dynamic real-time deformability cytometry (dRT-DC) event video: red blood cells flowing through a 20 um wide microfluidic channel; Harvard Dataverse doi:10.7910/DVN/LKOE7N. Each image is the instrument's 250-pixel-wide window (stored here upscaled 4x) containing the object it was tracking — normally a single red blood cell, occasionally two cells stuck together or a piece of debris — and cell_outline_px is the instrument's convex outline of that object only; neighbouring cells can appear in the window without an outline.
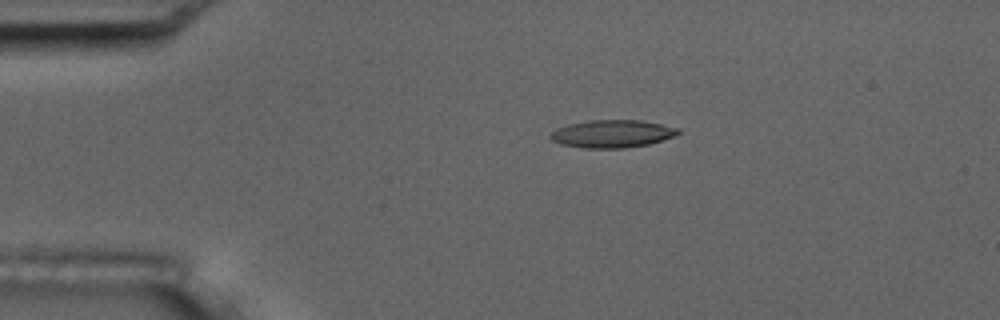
{"species": "common noctule bat (a hibernating species)", "species_latin": "Nyctalus noctula", "temperature_condition": "room temperature", "stored_images_in_passage": 7, "camera_frame_rate_fps": 3000, "um_per_image_px": 0.085, "animal": {"sex": "male", "body_mass_g": 17.5, "forearm_length_mm": 52.3}, "frame": {"image": 1, "passage_image": 2, "time_ms": 1.0, "image_size_px": [1000, 320], "cell_outline_px": [[680, 132], [676, 136], [648, 144], [624, 148], [580, 148], [560, 144], [552, 140], [548, 136], [556, 128], [568, 124], [588, 120], [640, 120], [680, 128]], "centroid_in_image_um": [52.01, 11.37], "position_along_channel_um": 33.0, "area_um2": 20.75}}
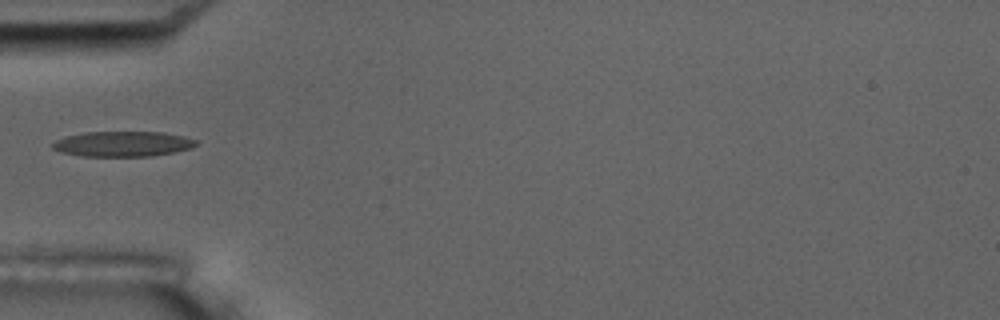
{"frame": {"image": 2, "passage_image": 3, "time_ms": 3.333, "image_size_px": [1000, 320], "cell_outline_px": [[200, 144], [192, 148], [176, 152], [148, 156], [80, 156], [60, 152], [52, 148], [52, 144], [56, 140], [64, 136], [84, 132], [164, 132], [184, 136], [200, 140]], "centroid_in_image_um": [10.48, 12.23], "position_along_channel_um": 74.5, "area_um2": 21.44}}
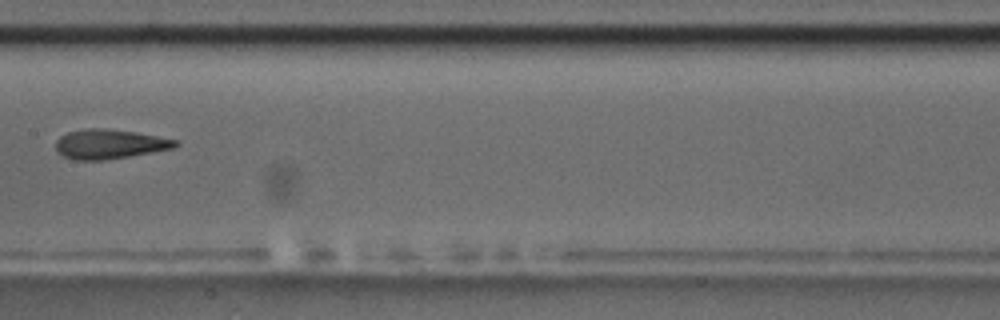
{"frame": {"image": 3, "passage_image": 6, "time_ms": 6.667, "image_size_px": [1000, 320], "cell_outline_px": [[180, 144], [172, 148], [152, 152], [104, 160], [72, 160], [56, 152], [56, 140], [60, 136], [68, 132], [88, 128], [104, 128], [136, 132], [180, 140]], "centroid_in_image_um": [9.3, 12.24], "position_along_channel_um": 198.1, "area_um2": 20.63}}